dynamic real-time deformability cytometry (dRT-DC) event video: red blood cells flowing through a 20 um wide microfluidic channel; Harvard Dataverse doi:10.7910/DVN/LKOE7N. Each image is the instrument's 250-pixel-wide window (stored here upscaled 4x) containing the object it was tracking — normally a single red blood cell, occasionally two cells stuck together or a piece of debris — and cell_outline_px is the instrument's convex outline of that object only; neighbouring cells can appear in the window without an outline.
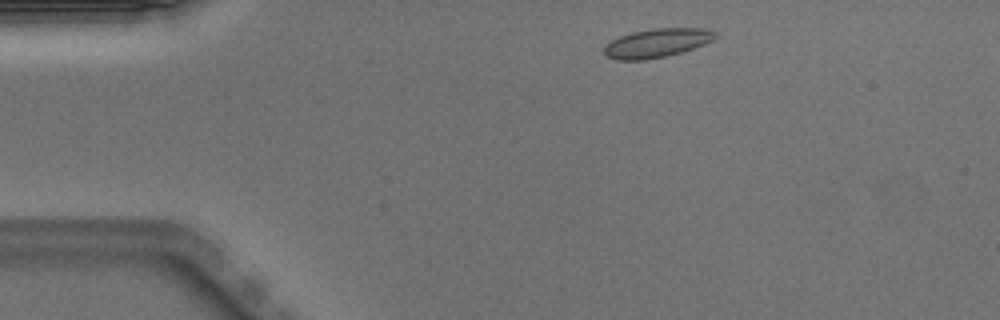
{"species": "Egyptian fruit bat (a non-hibernating species)", "species_latin": "Rousettus aegyptiacus", "temperature_condition": "warm", "stored_images_in_passage": 43, "camera_frame_rate_fps": 3000, "um_per_image_px": 0.085, "animal": {"sex": "male"}, "frame": {"image": 1, "passage_image": 2, "time_ms": 0.333, "image_size_px": [1000, 320], "cell_outline_px": [[716, 36], [712, 40], [704, 44], [680, 52], [664, 56], [644, 60], [616, 60], [604, 56], [604, 48], [612, 40], [620, 36], [632, 32], [656, 28], [708, 28], [716, 32]], "centroid_in_image_um": [55.82, 3.65], "position_along_channel_um": 29.2, "area_um2": 18.5}}
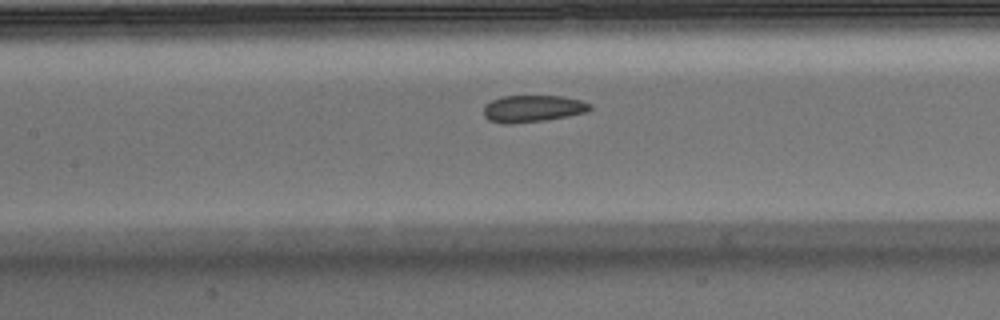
{"frame": {"image": 2, "passage_image": 16, "time_ms": 5.0, "image_size_px": [1000, 320], "cell_outline_px": [[592, 108], [584, 112], [568, 116], [544, 120], [512, 124], [504, 124], [488, 120], [484, 116], [484, 104], [500, 96], [564, 96], [580, 100], [592, 104]], "centroid_in_image_um": [45.25, 9.23], "position_along_channel_um": 162.2, "area_um2": 16.76}}
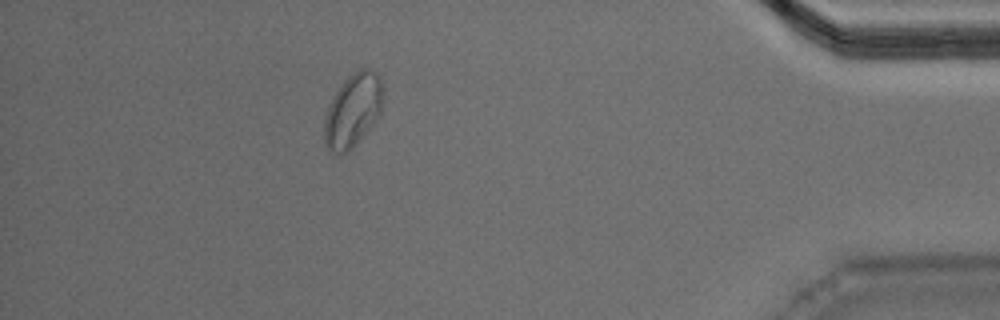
{"frame": {"image": 3, "passage_image": 38, "time_ms": 12.333, "image_size_px": [1000, 320], "cell_outline_px": [[384, 88], [380, 116], [356, 144], [348, 152], [332, 152], [324, 144], [324, 116], [328, 104], [344, 80], [348, 76], [360, 68], [368, 68], [376, 72], [380, 76]], "centroid_in_image_um": [30.01, 9.35], "position_along_channel_um": 405.2, "area_um2": 25.37}, "authors_computed_cell_mechanics": {"area_um2": 17.629, "velocity_mm_per_s": 3.9744, "shape_relaxation_time_tau1_ms": 7.221, "shape_relaxation_time_tau2_ms": null, "deformation_change_tau1": 0.1284, "deformation_change_tau2": null}}